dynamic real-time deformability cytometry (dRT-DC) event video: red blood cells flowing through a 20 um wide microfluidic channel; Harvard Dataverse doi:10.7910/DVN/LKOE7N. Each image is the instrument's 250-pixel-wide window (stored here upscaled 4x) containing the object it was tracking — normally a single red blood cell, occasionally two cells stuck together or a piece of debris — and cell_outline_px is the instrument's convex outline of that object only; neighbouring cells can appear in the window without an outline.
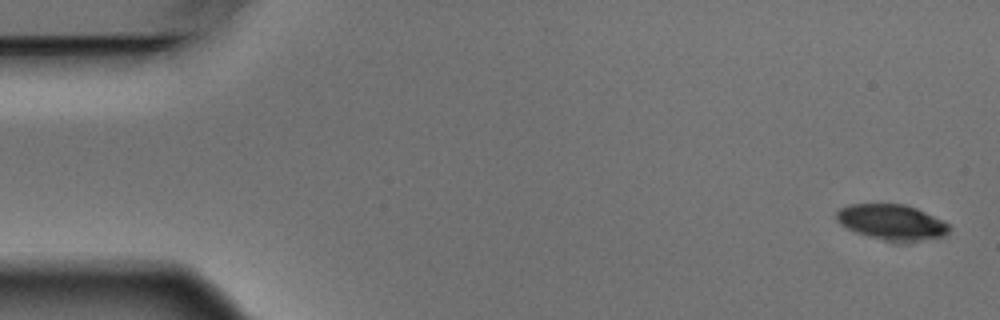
{"species": "Egyptian fruit bat (a non-hibernating species)", "species_latin": "Rousettus aegyptiacus", "temperature_condition": "warm", "stored_images_in_passage": 5, "camera_frame_rate_fps": 3000, "um_per_image_px": 0.085, "animal": {"sex": "male"}, "frame": {"image": 1, "passage_image": 1, "time_ms": 0.0, "image_size_px": [1000, 320], "cell_outline_px": [[948, 232], [944, 236], [920, 240], [884, 240], [868, 236], [856, 232], [840, 224], [836, 220], [836, 212], [840, 208], [848, 204], [904, 204], [916, 208], [948, 224]], "centroid_in_image_um": [75.73, 18.86], "position_along_channel_um": 9.3, "area_um2": 22.72}}
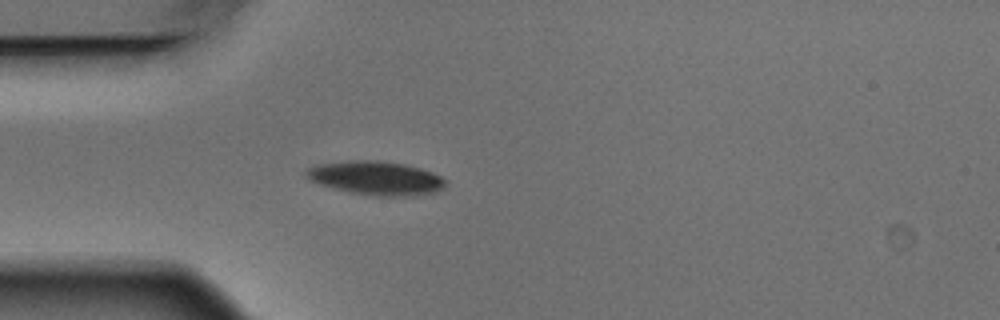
{"frame": {"image": 2, "passage_image": 5, "time_ms": 1.333, "image_size_px": [1000, 320], "cell_outline_px": [[448, 184], [444, 188], [436, 192], [416, 196], [376, 196], [348, 192], [332, 188], [308, 180], [304, 176], [304, 172], [308, 168], [316, 164], [344, 160], [376, 160], [404, 164], [420, 168], [432, 172], [440, 176]], "centroid_in_image_um": [31.93, 15.14], "position_along_channel_um": 53.1, "area_um2": 27.86}}